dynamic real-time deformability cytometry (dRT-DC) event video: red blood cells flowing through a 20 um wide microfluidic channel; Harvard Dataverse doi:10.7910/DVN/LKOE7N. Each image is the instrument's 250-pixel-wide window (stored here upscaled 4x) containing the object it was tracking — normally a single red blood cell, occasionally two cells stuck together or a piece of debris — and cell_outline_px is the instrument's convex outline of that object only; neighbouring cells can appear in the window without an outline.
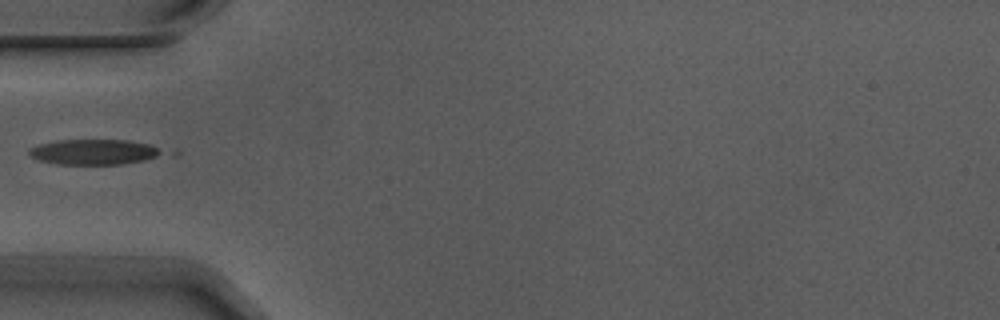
{"species": "Egyptian fruit bat (a non-hibernating species)", "species_latin": "Rousettus aegyptiacus", "temperature_condition": "warm", "stored_images_in_passage": 1, "camera_frame_rate_fps": 3000, "um_per_image_px": 0.085, "animal": {"sex": "male"}, "frame": {"image": 1, "passage_image": 1, "time_ms": 0.0, "image_size_px": [1000, 320], "cell_outline_px": [[164, 152], [156, 156], [144, 160], [120, 164], [56, 164], [40, 160], [32, 156], [28, 152], [32, 148], [40, 144], [56, 140], [128, 140], [148, 144]], "centroid_in_image_um": [7.96, 12.91], "position_along_channel_um": 77.0, "area_um2": 19.19}}